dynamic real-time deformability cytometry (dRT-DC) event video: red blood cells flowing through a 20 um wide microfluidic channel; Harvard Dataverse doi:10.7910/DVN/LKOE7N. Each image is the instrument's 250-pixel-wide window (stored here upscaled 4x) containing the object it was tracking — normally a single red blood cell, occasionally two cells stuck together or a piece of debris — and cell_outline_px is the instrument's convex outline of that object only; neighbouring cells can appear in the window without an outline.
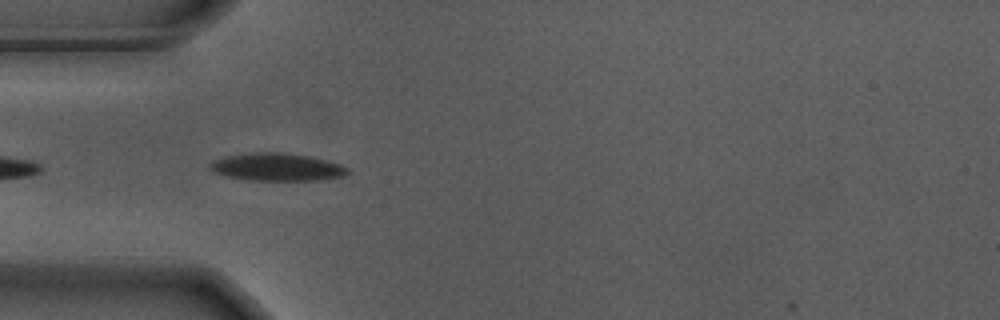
{"species": "Egyptian fruit bat (a non-hibernating species)", "species_latin": "Rousettus aegyptiacus", "temperature_condition": "warm", "stored_images_in_passage": 41, "camera_frame_rate_fps": 3000, "um_per_image_px": 0.085, "animal": {"sex": "male"}, "frame": {"image": 1, "passage_image": 2, "time_ms": 0.333, "image_size_px": [1000, 320], "cell_outline_px": [[348, 172], [344, 176], [316, 180], [244, 180], [212, 172], [208, 168], [208, 164], [212, 160], [224, 156], [252, 152], [284, 152], [308, 156], [340, 164], [348, 168]], "centroid_in_image_um": [23.46, 14.19], "position_along_channel_um": 61.5, "area_um2": 22.31}}
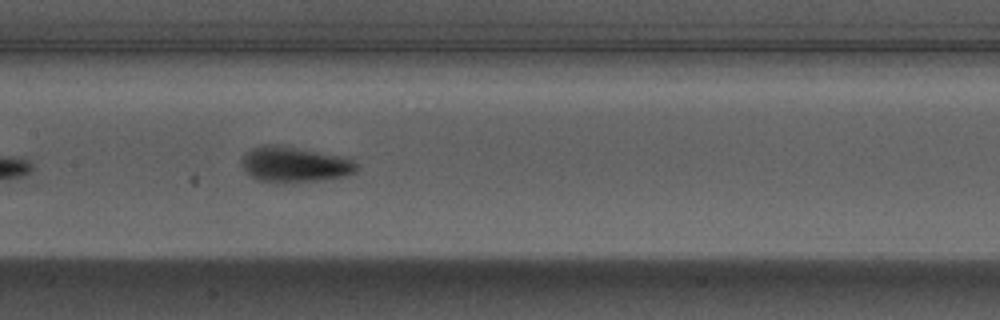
{"frame": {"image": 2, "passage_image": 12, "time_ms": 3.667, "image_size_px": [1000, 320], "cell_outline_px": [[360, 168], [356, 172], [348, 176], [324, 180], [296, 184], [276, 184], [256, 180], [240, 164], [240, 156], [244, 152], [252, 148], [264, 144], [268, 144], [292, 148], [336, 156], [352, 160]], "centroid_in_image_um": [24.98, 14.04], "position_along_channel_um": 182.4, "area_um2": 24.1}}
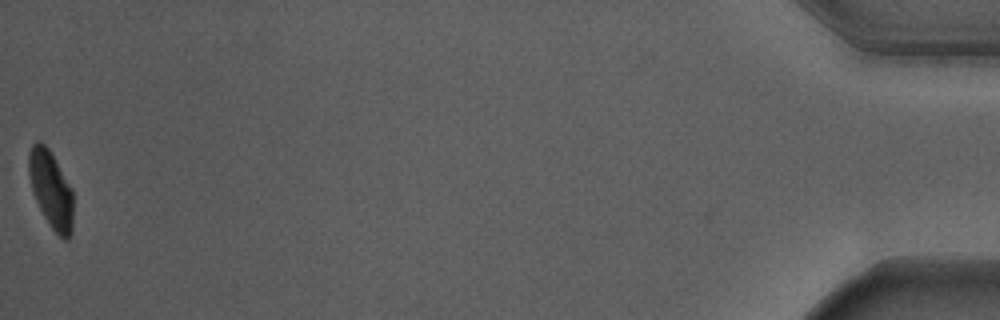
{"frame": {"image": 3, "passage_image": 41, "time_ms": 13.333, "image_size_px": [1000, 320], "cell_outline_px": [[72, 232], [68, 240], [64, 240], [52, 228], [44, 216], [32, 192], [28, 172], [28, 156], [32, 144], [36, 140], [40, 140], [48, 148], [72, 188]], "centroid_in_image_um": [4.32, 16.09], "position_along_channel_um": 430.9, "area_um2": 19.88}, "authors_computed_cell_mechanics": {"area_um2": 22.0796, "velocity_mm_per_s": 3.6716, "shape_relaxation_time_tau1_ms": 2.6525, "shape_relaxation_time_tau2_ms": 1.7947, "deformation_change_tau1": 0.1425, "deformation_change_tau2": 0.069}}